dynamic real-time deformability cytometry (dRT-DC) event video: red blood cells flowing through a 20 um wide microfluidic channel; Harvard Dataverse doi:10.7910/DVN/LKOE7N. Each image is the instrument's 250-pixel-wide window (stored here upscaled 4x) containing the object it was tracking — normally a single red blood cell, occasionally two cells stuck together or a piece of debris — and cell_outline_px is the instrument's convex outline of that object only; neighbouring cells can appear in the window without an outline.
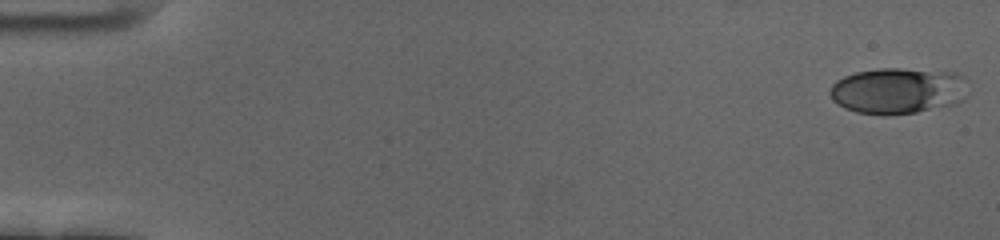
{"species": "human", "species_latin": "Homo sapiens", "temperature_condition": "cold", "stored_images_in_passage": 59, "camera_frame_rate_fps": 3000, "um_per_image_px": 0.085, "donor": {"sex": "female"}, "frame": {"image": 1, "passage_image": 1, "time_ms": 0.0, "image_size_px": [1000, 240], "cell_outline_px": [[968, 96], [964, 100], [956, 104], [916, 112], [884, 116], [856, 112], [844, 108], [832, 100], [828, 92], [832, 84], [836, 80], [844, 76], [856, 72], [880, 68], [900, 68], [956, 72], [964, 76], [968, 92]], "centroid_in_image_um": [76.35, 7.71], "position_along_channel_um": 8.7, "area_um2": 37.86}}
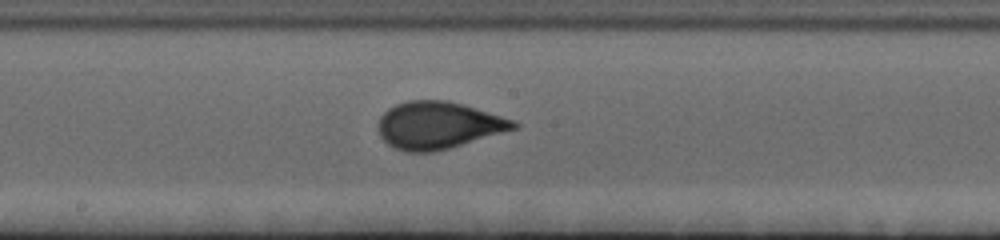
{"frame": {"image": 2, "passage_image": 32, "time_ms": 10.333, "image_size_px": [1000, 240], "cell_outline_px": [[520, 128], [448, 148], [432, 152], [404, 152], [388, 144], [380, 136], [380, 116], [388, 108], [396, 104], [408, 100], [448, 100], [464, 104], [516, 120], [520, 124]], "centroid_in_image_um": [37.31, 10.64], "position_along_channel_um": 210.9, "area_um2": 37.34}}
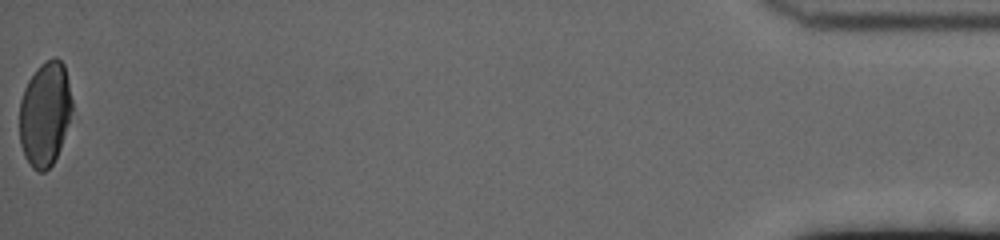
{"frame": {"image": 3, "passage_image": 59, "time_ms": 19.333, "image_size_px": [1000, 240], "cell_outline_px": [[72, 112], [60, 148], [52, 164], [44, 172], [36, 172], [32, 168], [24, 156], [20, 144], [20, 100], [24, 88], [28, 80], [36, 68], [40, 64], [56, 56], [64, 64], [72, 100]], "centroid_in_image_um": [3.81, 9.68], "position_along_channel_um": 431.4, "area_um2": 32.08}, "authors_computed_cell_mechanics": {"area_um2": 35.836, "velocity_mm_per_s": 3.4516, "shape_relaxation_time_tau1_ms": 6.0827, "shape_relaxation_time_tau2_ms": null, "deformation_change_tau1": 0.1711, "deformation_change_tau2": null}}